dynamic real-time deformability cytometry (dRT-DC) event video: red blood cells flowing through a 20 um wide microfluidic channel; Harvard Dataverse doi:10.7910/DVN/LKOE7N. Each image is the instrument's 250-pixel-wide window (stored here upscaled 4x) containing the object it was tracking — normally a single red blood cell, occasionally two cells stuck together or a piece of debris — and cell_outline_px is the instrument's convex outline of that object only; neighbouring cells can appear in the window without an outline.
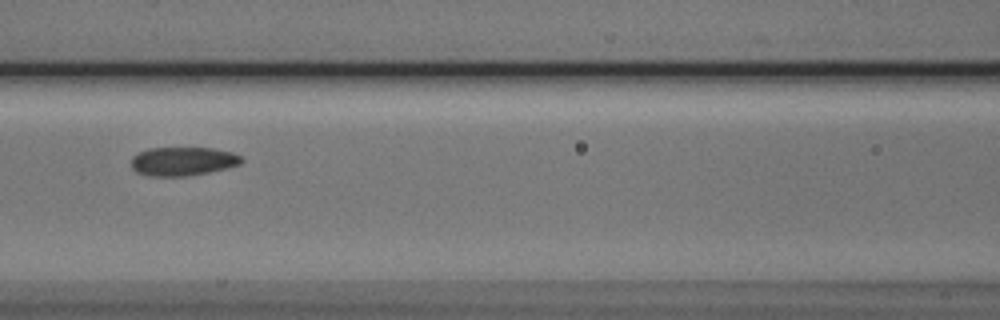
{"species": "Egyptian fruit bat (a non-hibernating species)", "species_latin": "Rousettus aegyptiacus", "temperature_condition": "cold", "stored_images_in_passage": 5, "camera_frame_rate_fps": 3000, "um_per_image_px": 0.085, "animal": {"sex": "male"}, "frame": {"image": 1, "passage_image": 3, "time_ms": 2.333, "image_size_px": [1000, 320], "cell_outline_px": [[244, 160], [240, 164], [228, 168], [208, 172], [184, 176], [152, 176], [136, 172], [132, 168], [132, 156], [148, 148], [212, 148], [232, 152], [240, 156]], "centroid_in_image_um": [15.55, 13.71], "position_along_channel_um": 151.0, "area_um2": 18.38}}
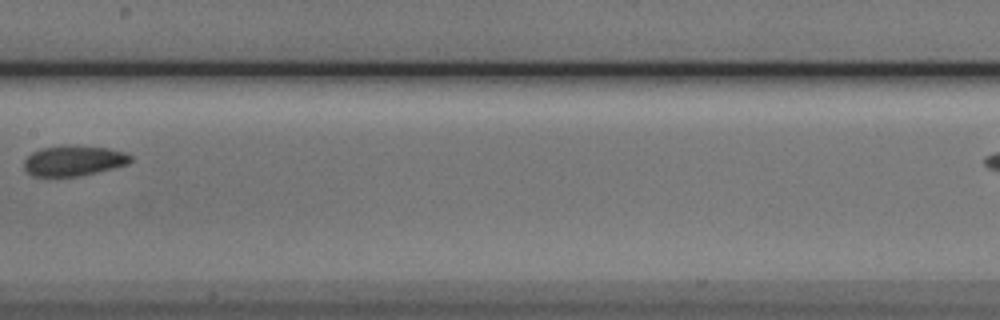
{"frame": {"image": 2, "passage_image": 4, "time_ms": 3.667, "image_size_px": [1000, 320], "cell_outline_px": [[132, 160], [128, 164], [80, 176], [32, 176], [24, 168], [24, 160], [32, 152], [40, 148], [64, 144], [68, 144], [108, 148], [124, 152], [132, 156]], "centroid_in_image_um": [6.25, 13.64], "position_along_channel_um": 201.2, "area_um2": 19.02}}
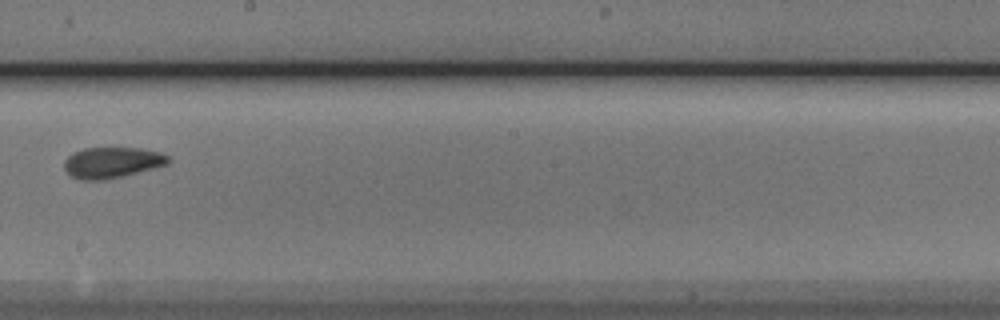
{"frame": {"image": 3, "passage_image": 5, "time_ms": 4.667, "image_size_px": [1000, 320], "cell_outline_px": [[172, 160], [168, 164], [124, 176], [104, 180], [80, 180], [72, 176], [64, 168], [64, 160], [72, 152], [84, 148], [140, 148], [160, 152], [168, 156]], "centroid_in_image_um": [9.52, 13.81], "position_along_channel_um": 238.7, "area_um2": 18.84}}